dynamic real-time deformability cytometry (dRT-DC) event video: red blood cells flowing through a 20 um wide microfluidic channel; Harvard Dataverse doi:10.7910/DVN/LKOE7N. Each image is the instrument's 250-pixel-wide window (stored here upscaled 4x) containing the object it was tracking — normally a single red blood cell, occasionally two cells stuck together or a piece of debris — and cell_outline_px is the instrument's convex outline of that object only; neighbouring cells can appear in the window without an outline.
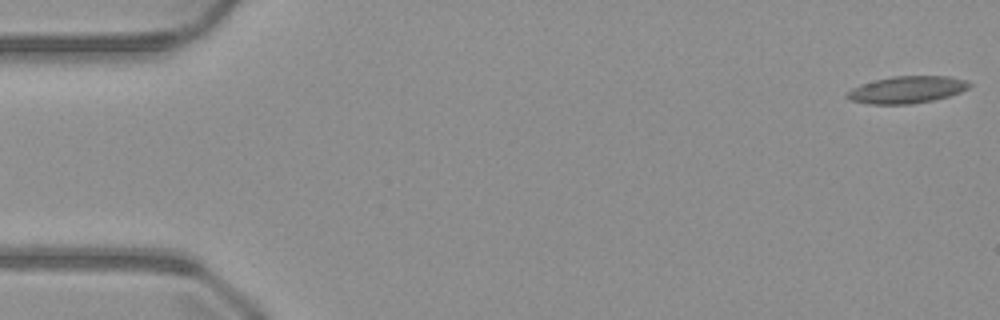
{"species": "common noctule bat (a hibernating species)", "species_latin": "Nyctalus noctula", "temperature_condition": "warm", "stored_images_in_passage": 51, "camera_frame_rate_fps": 3000, "um_per_image_px": 0.085, "animal": {"sex": "male", "body_mass_g": 23.1, "forearm_length_mm": 52.7}, "frame": {"image": 1, "passage_image": 1, "time_ms": 0.0, "image_size_px": [1000, 320], "cell_outline_px": [[972, 84], [968, 88], [960, 92], [948, 96], [932, 100], [912, 104], [868, 104], [852, 100], [844, 96], [852, 88], [860, 84], [892, 76], [948, 76], [968, 80]], "centroid_in_image_um": [77.1, 7.62], "position_along_channel_um": 7.9, "area_um2": 19.25}}
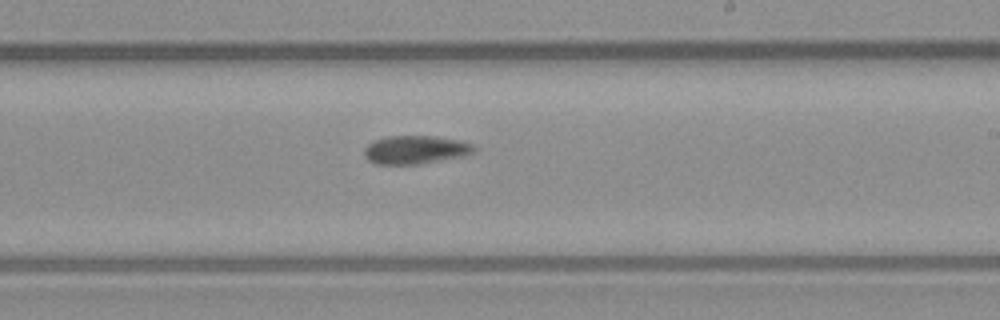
{"frame": {"image": 2, "passage_image": 30, "time_ms": 9.667, "image_size_px": [1000, 320], "cell_outline_px": [[476, 148], [472, 152], [460, 156], [420, 164], [376, 164], [368, 160], [364, 156], [364, 148], [368, 144], [376, 140], [388, 136], [436, 136], [460, 140], [472, 144]], "centroid_in_image_um": [35.28, 12.72], "position_along_channel_um": 253.7, "area_um2": 17.98}}
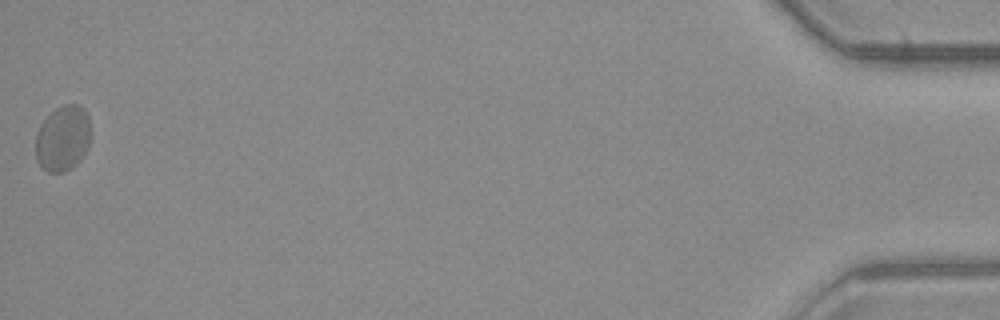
{"frame": {"image": 3, "passage_image": 51, "time_ms": 16.667, "image_size_px": [1000, 320], "cell_outline_px": [[92, 136], [88, 148], [84, 156], [72, 168], [64, 172], [48, 172], [36, 160], [36, 136], [40, 124], [56, 108], [64, 104], [80, 104], [84, 108], [88, 116], [92, 132]], "centroid_in_image_um": [5.39, 11.75], "position_along_channel_um": 429.8, "area_um2": 21.44}}